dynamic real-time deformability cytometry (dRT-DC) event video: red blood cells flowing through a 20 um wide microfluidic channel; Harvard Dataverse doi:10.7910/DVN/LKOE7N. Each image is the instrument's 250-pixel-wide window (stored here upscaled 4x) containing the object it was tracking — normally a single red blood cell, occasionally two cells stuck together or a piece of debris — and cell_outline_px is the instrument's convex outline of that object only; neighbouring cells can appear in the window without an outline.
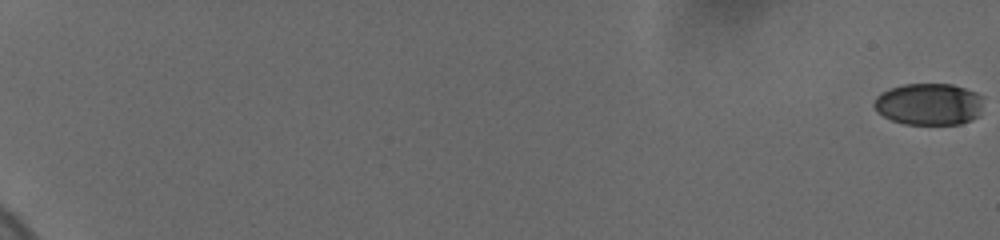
{"species": "human", "species_latin": "Homo sapiens", "temperature_condition": "cold", "stored_images_in_passage": 44, "camera_frame_rate_fps": 3000, "um_per_image_px": 0.085, "donor": {"sex": "female"}, "frame": {"image": 1, "passage_image": 1, "time_ms": 0.0, "image_size_px": [1000, 240], "cell_outline_px": [[984, 96], [980, 116], [972, 120], [960, 124], [904, 124], [892, 120], [876, 112], [872, 104], [876, 96], [880, 92], [904, 84], [952, 84], [976, 92]], "centroid_in_image_um": [78.97, 8.86], "position_along_channel_um": 6.0, "area_um2": 27.05}}
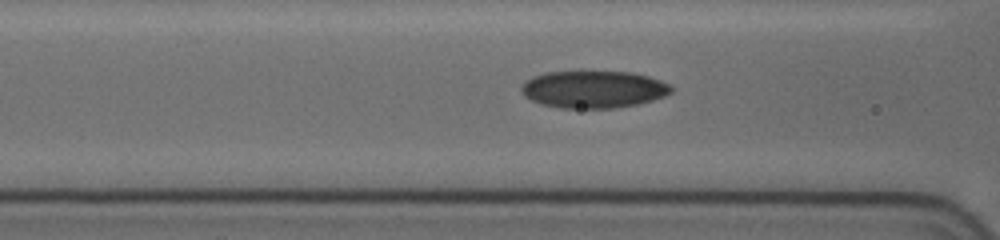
{"frame": {"image": 2, "passage_image": 25, "time_ms": 9.667, "image_size_px": [1000, 240], "cell_outline_px": [[672, 92], [664, 96], [640, 104], [612, 108], [560, 108], [544, 104], [532, 100], [524, 96], [520, 88], [524, 80], [532, 76], [548, 72], [632, 72], [648, 76], [660, 80], [668, 84], [672, 88]], "centroid_in_image_um": [50.44, 7.59], "position_along_channel_um": 116.2, "area_um2": 32.48}}
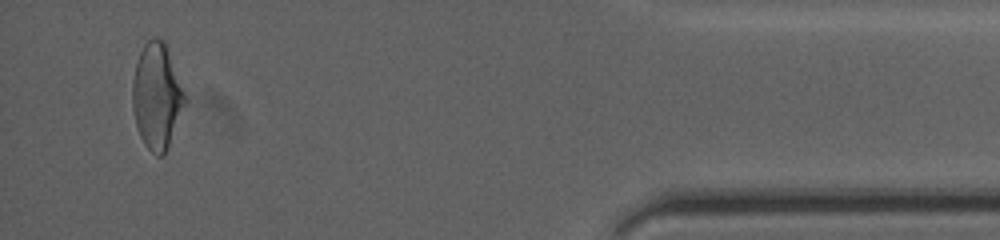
{"frame": {"image": 3, "passage_image": 44, "time_ms": 19.333, "image_size_px": [1000, 240], "cell_outline_px": [[184, 104], [168, 148], [164, 156], [156, 156], [144, 144], [140, 136], [136, 124], [132, 108], [132, 80], [136, 64], [140, 52], [144, 44], [152, 36], [156, 36], [164, 40], [184, 92]], "centroid_in_image_um": [13.3, 8.17], "position_along_channel_um": 421.9, "area_um2": 31.91}, "authors_computed_cell_mechanics": {"area_um2": 30.923, "velocity_mm_per_s": 3.693, "shape_relaxation_time_tau1_ms": 5.3141, "shape_relaxation_time_tau2_ms": 3.0555, "deformation_change_tau1": 0.1521, "deformation_change_tau2": 0.0877}}